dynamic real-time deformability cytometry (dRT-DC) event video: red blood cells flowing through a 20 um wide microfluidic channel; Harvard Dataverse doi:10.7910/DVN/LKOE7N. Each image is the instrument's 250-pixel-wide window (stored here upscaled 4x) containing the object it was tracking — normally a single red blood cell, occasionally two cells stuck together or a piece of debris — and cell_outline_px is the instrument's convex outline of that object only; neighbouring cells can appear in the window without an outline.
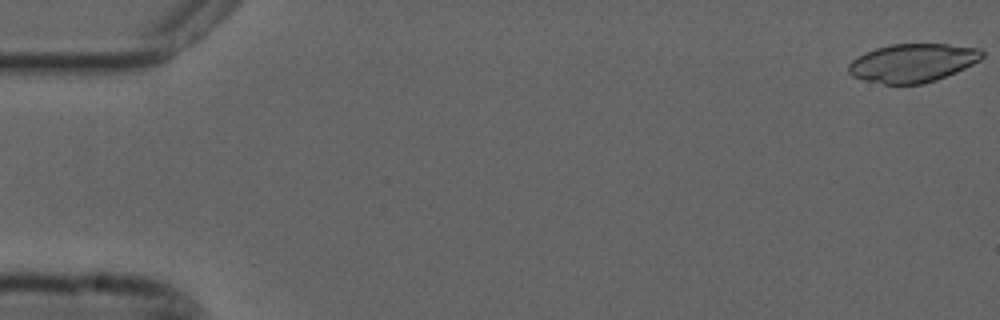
{"species": "common noctule bat (a hibernating species)", "species_latin": "Nyctalus noctula", "temperature_condition": "cold", "stored_images_in_passage": 55, "camera_frame_rate_fps": 3000, "um_per_image_px": 0.085, "animal": {"sex": "male", "forearm_length_mm": 52.5}, "frame": {"image": 1, "passage_image": 1, "time_ms": 0.0, "image_size_px": [1000, 320], "cell_outline_px": [[984, 56], [980, 60], [956, 72], [936, 80], [924, 84], [884, 84], [864, 80], [852, 76], [848, 72], [848, 64], [852, 60], [876, 48], [892, 44], [948, 44], [980, 48], [984, 52]], "centroid_in_image_um": [77.6, 5.35], "position_along_channel_um": 7.4, "area_um2": 29.88}}